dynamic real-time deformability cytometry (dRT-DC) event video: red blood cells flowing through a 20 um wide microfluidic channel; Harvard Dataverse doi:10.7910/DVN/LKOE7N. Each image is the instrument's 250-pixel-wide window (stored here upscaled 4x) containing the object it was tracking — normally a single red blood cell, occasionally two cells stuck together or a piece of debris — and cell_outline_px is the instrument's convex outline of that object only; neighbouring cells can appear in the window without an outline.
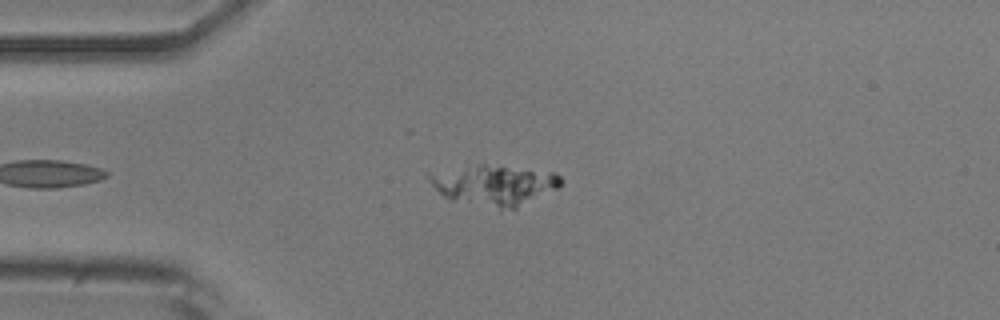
{"species": "common noctule bat (a hibernating species)", "species_latin": "Nyctalus noctula", "temperature_condition": "room temperature", "stored_images_in_passage": 15, "camera_frame_rate_fps": 3000, "um_per_image_px": 0.085, "animal": {"sex": "male", "body_mass_g": 20.5, "forearm_length_mm": 52.5}, "frame": {"image": 1, "passage_image": 2, "time_ms": 0.333, "image_size_px": [1000, 320], "cell_outline_px": [[560, 184], [556, 188], [516, 208], [500, 212], [452, 200], [444, 196], [432, 184], [428, 176], [480, 164], [484, 164], [556, 172], [560, 176]], "centroid_in_image_um": [42.07, 15.79], "position_along_channel_um": 42.9, "area_um2": 30.4}}